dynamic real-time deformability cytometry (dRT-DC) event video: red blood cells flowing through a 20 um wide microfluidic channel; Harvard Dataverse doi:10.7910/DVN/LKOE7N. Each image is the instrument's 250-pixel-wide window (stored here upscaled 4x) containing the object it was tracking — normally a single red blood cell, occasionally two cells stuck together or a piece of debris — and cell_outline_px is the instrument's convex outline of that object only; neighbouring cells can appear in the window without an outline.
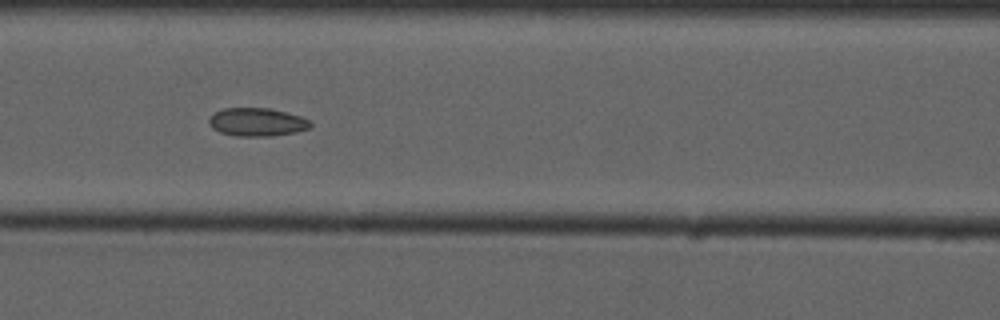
{"species": "common noctule bat (a hibernating species)", "species_latin": "Nyctalus noctula", "temperature_condition": "cold", "stored_images_in_passage": 11, "camera_frame_rate_fps": 3000, "um_per_image_px": 0.085, "animal": {"sex": "male", "forearm_length_mm": 52.5}, "frame": {"image": 1, "passage_image": 7, "time_ms": 7.667, "image_size_px": [1000, 320], "cell_outline_px": [[312, 124], [308, 128], [296, 132], [272, 136], [236, 136], [220, 132], [212, 128], [208, 124], [208, 120], [216, 112], [224, 108], [268, 108], [300, 116], [308, 120]], "centroid_in_image_um": [21.82, 10.38], "position_along_channel_um": 144.8, "area_um2": 16.53}}
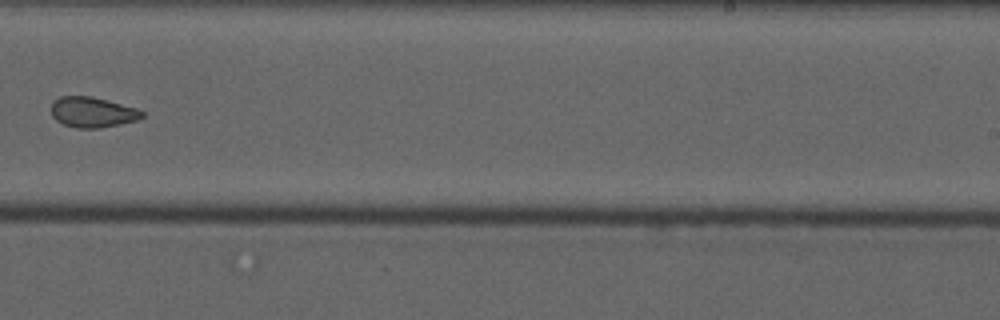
{"frame": {"image": 2, "passage_image": 10, "time_ms": 11.333, "image_size_px": [1000, 320], "cell_outline_px": [[144, 116], [136, 120], [120, 124], [100, 128], [76, 128], [64, 124], [56, 120], [52, 116], [52, 104], [60, 96], [92, 96], [136, 108], [144, 112]], "centroid_in_image_um": [7.86, 9.54], "position_along_channel_um": 281.1, "area_um2": 15.95}}
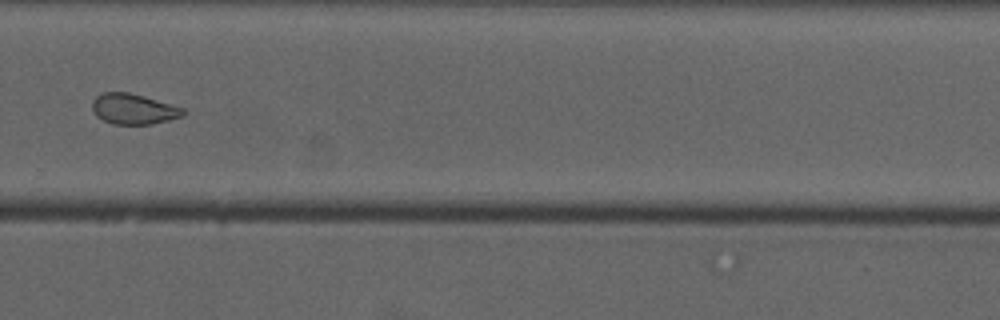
{"frame": {"image": 3, "passage_image": 11, "time_ms": 12.333, "image_size_px": [1000, 320], "cell_outline_px": [[188, 112], [184, 116], [152, 124], [112, 124], [96, 116], [92, 108], [92, 100], [96, 96], [104, 92], [128, 92], [144, 96], [184, 108]], "centroid_in_image_um": [11.37, 9.26], "position_along_channel_um": 318.4, "area_um2": 16.24}}